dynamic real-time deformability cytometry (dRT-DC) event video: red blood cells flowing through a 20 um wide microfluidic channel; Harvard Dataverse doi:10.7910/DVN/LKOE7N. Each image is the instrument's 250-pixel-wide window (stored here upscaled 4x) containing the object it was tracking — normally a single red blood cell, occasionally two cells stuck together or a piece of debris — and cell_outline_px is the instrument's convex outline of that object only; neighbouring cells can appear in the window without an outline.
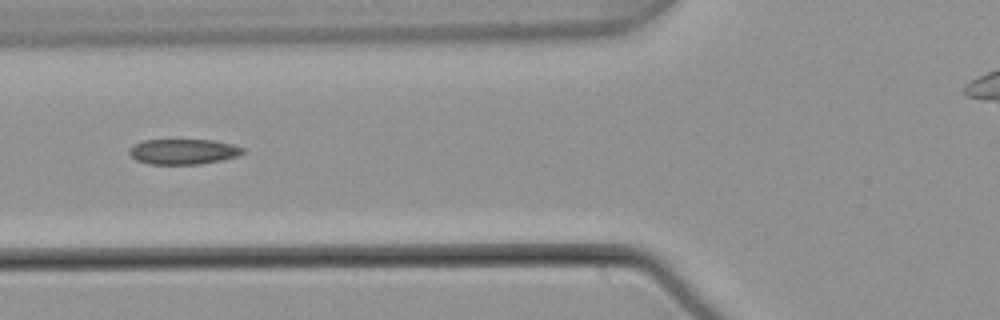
{"species": "common noctule bat (a hibernating species)", "species_latin": "Nyctalus noctula", "temperature_condition": "warm", "stored_images_in_passage": 4, "camera_frame_rate_fps": 3000, "um_per_image_px": 0.085, "animal": {"sex": "male", "body_mass_g": 21.5, "forearm_length_mm": 52.0}, "frame": {"image": 1, "passage_image": 3, "time_ms": 0.667, "image_size_px": [1000, 320], "cell_outline_px": [[248, 152], [240, 156], [200, 164], [148, 164], [136, 160], [128, 152], [140, 140], [212, 140], [232, 144], [248, 148]], "centroid_in_image_um": [15.67, 12.89], "position_along_channel_um": 110.1, "area_um2": 16.94}}
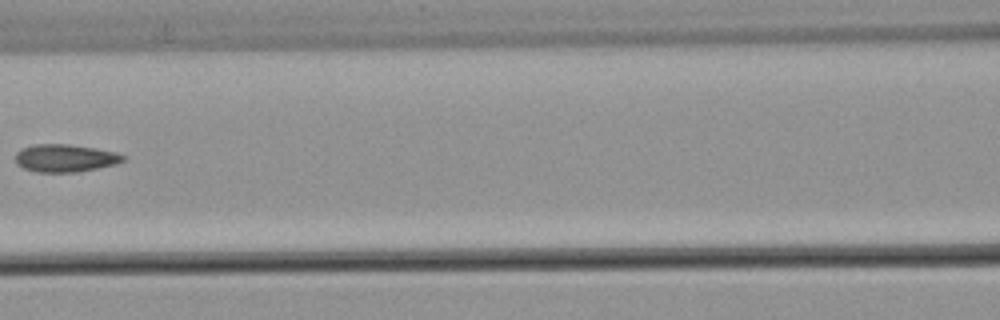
{"frame": {"image": 2, "passage_image": 4, "time_ms": 1.0, "image_size_px": [1000, 320], "cell_outline_px": [[128, 156], [124, 160], [116, 164], [76, 172], [36, 172], [24, 168], [16, 164], [16, 152], [20, 148], [36, 144], [68, 144], [96, 148], [116, 152]], "centroid_in_image_um": [5.54, 13.43], "position_along_channel_um": 161.1, "area_um2": 17.46}}